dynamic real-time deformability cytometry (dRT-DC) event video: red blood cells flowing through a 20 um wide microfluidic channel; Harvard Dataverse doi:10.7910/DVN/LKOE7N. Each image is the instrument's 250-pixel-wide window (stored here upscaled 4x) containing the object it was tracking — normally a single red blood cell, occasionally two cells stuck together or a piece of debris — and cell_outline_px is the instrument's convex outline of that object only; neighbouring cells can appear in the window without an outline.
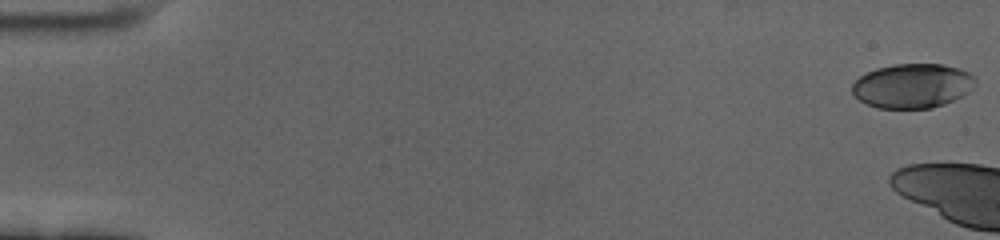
{"species": "human", "species_latin": "Homo sapiens", "temperature_condition": "cold", "stored_images_in_passage": 10, "camera_frame_rate_fps": 3000, "um_per_image_px": 0.085, "donor": {"sex": "female"}, "frame": {"image": 1, "passage_image": 1, "time_ms": 0.0, "image_size_px": [1000, 240], "cell_outline_px": [[976, 80], [968, 92], [944, 104], [932, 108], [876, 108], [860, 100], [852, 92], [852, 84], [860, 76], [876, 68], [896, 64], [944, 64], [960, 68], [968, 72]], "centroid_in_image_um": [77.55, 7.29], "position_along_channel_um": 7.5, "area_um2": 31.67}}